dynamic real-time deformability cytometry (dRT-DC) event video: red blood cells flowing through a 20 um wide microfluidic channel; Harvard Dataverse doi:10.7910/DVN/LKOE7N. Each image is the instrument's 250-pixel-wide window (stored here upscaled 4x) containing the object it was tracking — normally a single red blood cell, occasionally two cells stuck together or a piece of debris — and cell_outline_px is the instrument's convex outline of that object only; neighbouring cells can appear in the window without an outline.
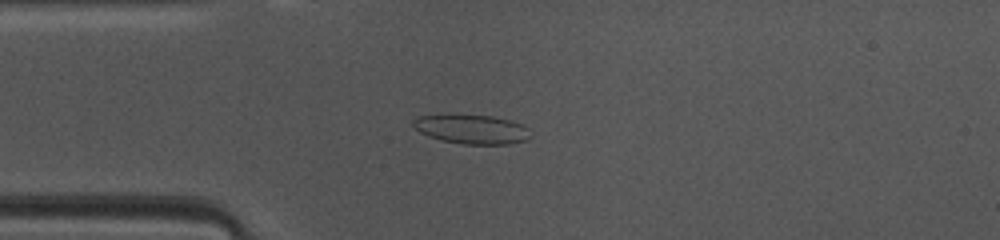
{"species": "common noctule bat (a hibernating species)", "species_latin": "Nyctalus noctula", "temperature_condition": "warm", "stored_images_in_passage": 46, "camera_frame_rate_fps": 3000, "um_per_image_px": 0.085, "animal": {"sex": "female", "body_mass_g": 10.0, "forearm_length_mm": 53.1}, "frame": {"image": 1, "passage_image": 10, "time_ms": 3.0, "image_size_px": [1000, 240], "cell_outline_px": [[532, 136], [528, 140], [508, 144], [464, 144], [440, 140], [428, 136], [420, 132], [412, 124], [412, 120], [416, 116], [492, 116], [524, 124], [528, 128]], "centroid_in_image_um": [40.15, 11.01], "position_along_channel_um": 44.9, "area_um2": 19.71}}
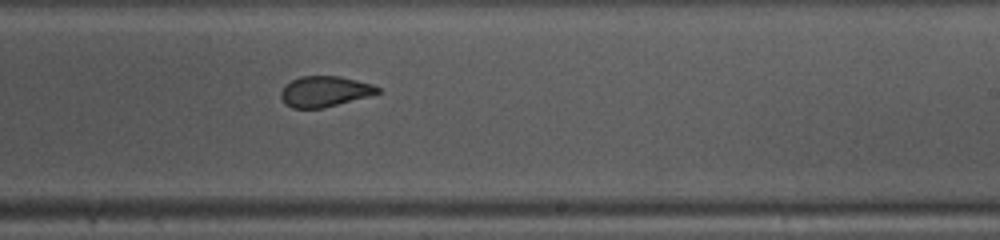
{"frame": {"image": 2, "passage_image": 26, "time_ms": 8.333, "image_size_px": [1000, 240], "cell_outline_px": [[380, 92], [368, 96], [324, 108], [292, 108], [284, 104], [280, 96], [280, 92], [292, 80], [300, 76], [340, 76], [372, 84], [380, 88]], "centroid_in_image_um": [27.58, 7.78], "position_along_channel_um": 261.4, "area_um2": 17.17}}
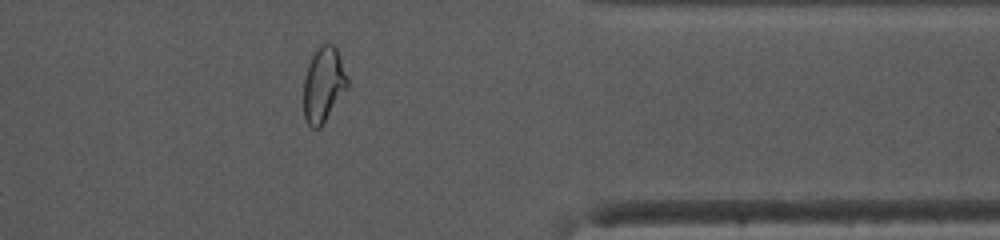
{"frame": {"image": 3, "passage_image": 36, "time_ms": 11.667, "image_size_px": [1000, 240], "cell_outline_px": [[348, 88], [320, 128], [312, 128], [308, 124], [304, 116], [304, 80], [308, 64], [316, 48], [324, 40], [328, 40], [336, 48], [348, 76]], "centroid_in_image_um": [27.51, 7.15], "position_along_channel_um": 383.9, "area_um2": 19.42}, "authors_computed_cell_mechanics": {"area_um2": 19.363, "velocity_mm_per_s": 4.1807, "shape_relaxation_time_tau1_ms": null, "shape_relaxation_time_tau2_ms": 1.1765, "deformation_change_tau1": null, "deformation_change_tau2": 0.0547}}